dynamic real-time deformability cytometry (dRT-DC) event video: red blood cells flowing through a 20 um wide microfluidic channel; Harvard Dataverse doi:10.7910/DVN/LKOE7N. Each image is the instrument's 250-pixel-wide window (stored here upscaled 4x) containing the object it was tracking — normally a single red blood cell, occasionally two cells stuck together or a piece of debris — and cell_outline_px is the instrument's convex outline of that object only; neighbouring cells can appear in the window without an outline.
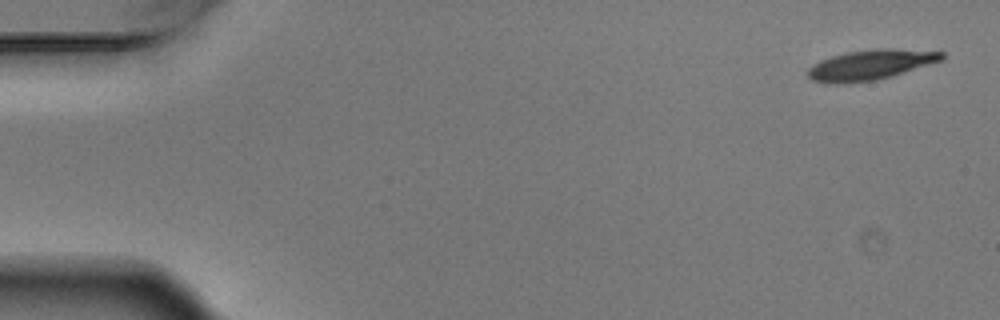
{"species": "Egyptian fruit bat (a non-hibernating species)", "species_latin": "Rousettus aegyptiacus", "temperature_condition": "warm", "stored_images_in_passage": 4, "camera_frame_rate_fps": 3000, "um_per_image_px": 0.085, "animal": {"sex": "male"}, "frame": {"image": 1, "passage_image": 1, "time_ms": 0.0, "image_size_px": [1000, 320], "cell_outline_px": [[944, 60], [892, 76], [876, 80], [848, 84], [824, 84], [812, 80], [808, 76], [808, 68], [812, 64], [820, 60], [832, 56], [848, 52], [880, 48], [892, 48], [944, 52]], "centroid_in_image_um": [73.97, 5.53], "position_along_channel_um": 11.0, "area_um2": 23.81}}